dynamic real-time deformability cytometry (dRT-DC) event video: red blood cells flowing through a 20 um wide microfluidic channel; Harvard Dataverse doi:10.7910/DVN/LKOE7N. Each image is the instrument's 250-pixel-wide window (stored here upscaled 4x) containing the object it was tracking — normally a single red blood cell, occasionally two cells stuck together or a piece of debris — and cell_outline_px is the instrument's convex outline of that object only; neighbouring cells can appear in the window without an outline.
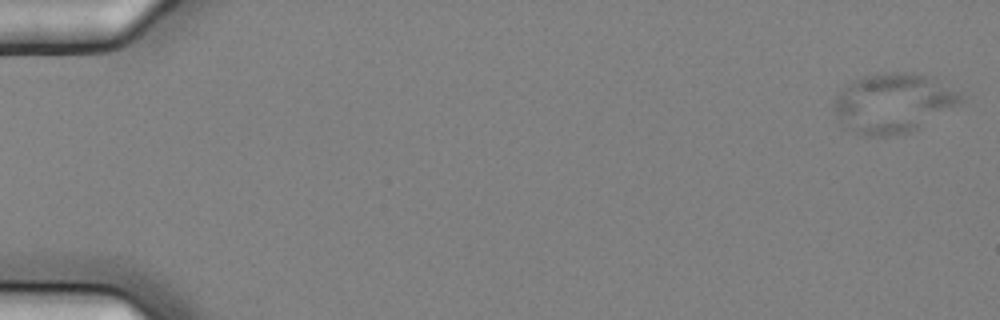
{"species": "common noctule bat (a hibernating species)", "species_latin": "Nyctalus noctula", "temperature_condition": "cold", "stored_images_in_passage": 5, "camera_frame_rate_fps": 3000, "um_per_image_px": 0.085, "animal": {"sex": "female", "body_mass_g": 25.1}, "frame": {"image": 1, "passage_image": 1, "time_ms": 0.0, "image_size_px": [1000, 320], "cell_outline_px": [[964, 100], [920, 128], [908, 132], [888, 136], [864, 136], [856, 132], [844, 124], [840, 120], [832, 108], [832, 104], [840, 88], [852, 80], [864, 76], [888, 72], [908, 72], [932, 76], [960, 92], [964, 96]], "centroid_in_image_um": [75.92, 8.73], "position_along_channel_um": 9.1, "area_um2": 44.04}}
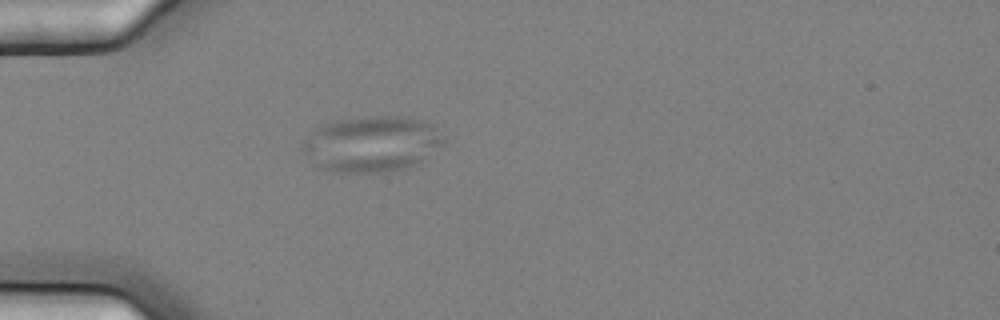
{"frame": {"image": 2, "passage_image": 5, "time_ms": 1.333, "image_size_px": [1000, 320], "cell_outline_px": [[444, 144], [420, 160], [404, 168], [376, 172], [332, 172], [320, 168], [300, 148], [308, 132], [324, 124], [344, 120], [376, 116], [408, 116], [424, 120], [444, 136]], "centroid_in_image_um": [31.57, 12.22], "position_along_channel_um": 53.4, "area_um2": 45.2}}